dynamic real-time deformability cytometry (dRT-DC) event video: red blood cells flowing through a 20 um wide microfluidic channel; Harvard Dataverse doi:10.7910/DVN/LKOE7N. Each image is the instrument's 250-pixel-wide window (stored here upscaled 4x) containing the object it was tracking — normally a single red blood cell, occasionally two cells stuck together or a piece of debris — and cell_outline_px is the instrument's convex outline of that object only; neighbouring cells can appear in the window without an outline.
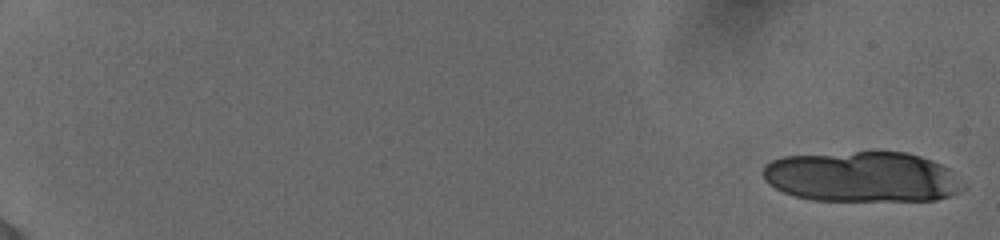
{"species": "human", "species_latin": "Homo sapiens", "temperature_condition": "cold", "stored_images_in_passage": 19, "camera_frame_rate_fps": 3000, "um_per_image_px": 0.085, "donor": {"sex": "female"}, "frame": {"image": 1, "passage_image": 1, "time_ms": 0.0, "image_size_px": [1000, 240], "cell_outline_px": [[968, 188], [960, 192], [936, 200], [812, 200], [796, 196], [784, 192], [768, 184], [764, 180], [764, 164], [772, 160], [784, 156], [856, 152], [904, 152], [920, 156], [932, 160], [948, 168]], "centroid_in_image_um": [73.3, 15.03], "position_along_channel_um": 11.7, "area_um2": 58.78}}